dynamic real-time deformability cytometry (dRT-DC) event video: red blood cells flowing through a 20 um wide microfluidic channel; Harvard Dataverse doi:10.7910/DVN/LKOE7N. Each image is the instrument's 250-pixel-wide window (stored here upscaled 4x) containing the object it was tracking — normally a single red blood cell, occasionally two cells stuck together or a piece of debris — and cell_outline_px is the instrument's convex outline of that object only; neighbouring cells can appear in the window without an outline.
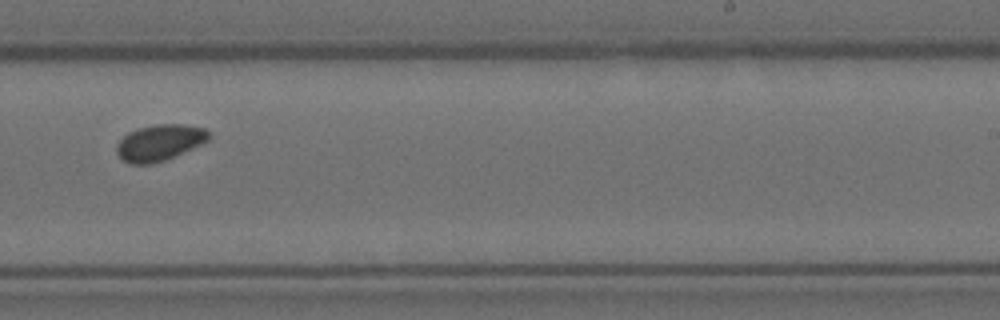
{"species": "Egyptian fruit bat (a non-hibernating species)", "species_latin": "Rousettus aegyptiacus", "temperature_condition": "room temperature", "stored_images_in_passage": 13, "segment_of_instrument_passage": [1, 2], "camera_frame_rate_fps": 3000, "um_per_image_px": 0.085, "animal": {"sex": "female"}, "frame": {"image": 1, "passage_image": 6, "time_ms": 1.667, "image_size_px": [1000, 320], "cell_outline_px": [[212, 136], [208, 140], [192, 148], [164, 160], [152, 164], [128, 164], [116, 152], [116, 144], [128, 132], [136, 128], [156, 124], [184, 124], [204, 128]], "centroid_in_image_um": [13.54, 12.11], "position_along_channel_um": 275.5, "area_um2": 19.36}}
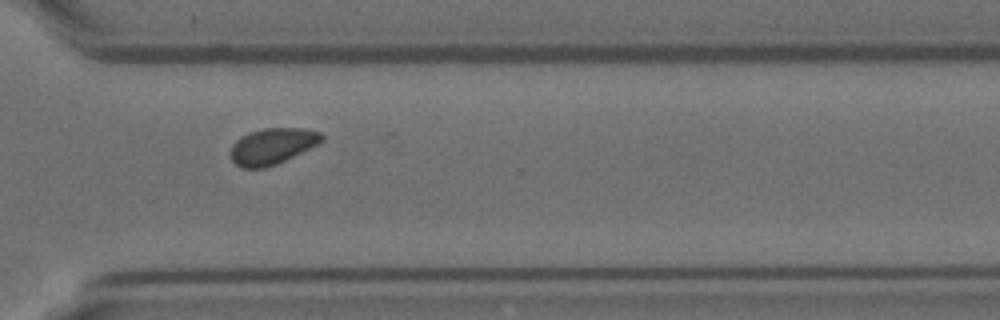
{"frame": {"image": 2, "passage_image": 8, "time_ms": 2.333, "image_size_px": [1000, 320], "cell_outline_px": [[324, 140], [276, 164], [264, 168], [244, 168], [236, 164], [232, 160], [232, 144], [240, 136], [264, 128], [304, 128], [320, 132], [324, 136]], "centroid_in_image_um": [23.14, 12.41], "position_along_channel_um": 347.5, "area_um2": 18.79}}
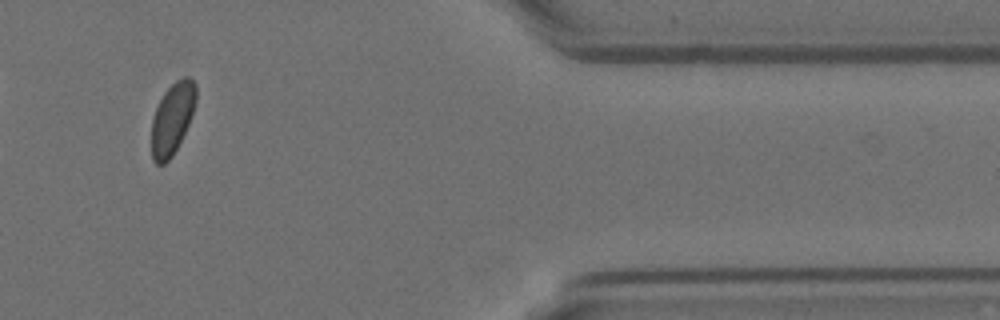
{"frame": {"image": 3, "passage_image": 10, "time_ms": 3.0, "image_size_px": [1000, 320], "cell_outline_px": [[196, 100], [188, 124], [172, 156], [164, 164], [156, 164], [152, 160], [152, 120], [156, 108], [164, 92], [176, 80], [184, 76], [188, 76], [196, 84]], "centroid_in_image_um": [14.64, 10.06], "position_along_channel_um": 396.8, "area_um2": 18.21}}